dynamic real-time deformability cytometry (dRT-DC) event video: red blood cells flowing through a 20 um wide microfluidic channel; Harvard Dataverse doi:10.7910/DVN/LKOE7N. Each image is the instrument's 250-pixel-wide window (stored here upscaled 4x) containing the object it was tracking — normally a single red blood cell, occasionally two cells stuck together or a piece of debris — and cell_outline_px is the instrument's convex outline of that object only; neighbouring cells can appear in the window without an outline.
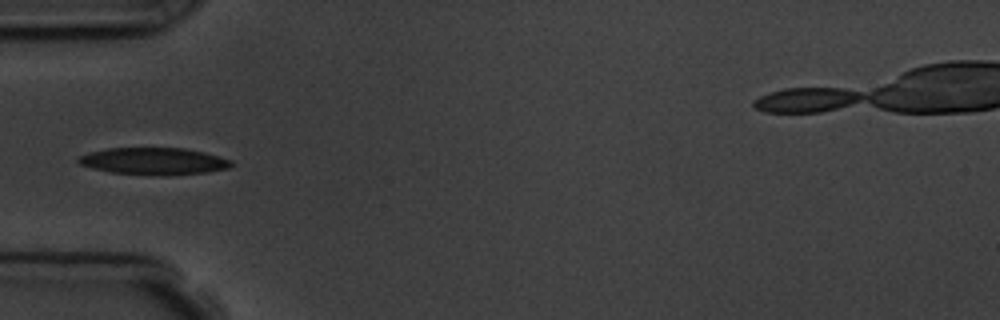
{"species": "common noctule bat (a hibernating species)", "species_latin": "Nyctalus noctula", "temperature_condition": "room temperature", "stored_images_in_passage": 8, "camera_frame_rate_fps": 3000, "um_per_image_px": 0.085, "animal": {"sex": "male", "body_mass_g": 19.5, "forearm_length_mm": 54.6}, "frame": {"image": 1, "passage_image": 4, "time_ms": 3.667, "image_size_px": [1000, 320], "cell_outline_px": [[232, 164], [228, 168], [208, 172], [168, 176], [160, 176], [112, 172], [92, 168], [80, 164], [76, 160], [80, 156], [88, 152], [108, 148], [184, 148], [204, 152], [232, 160]], "centroid_in_image_um": [13.08, 13.7], "position_along_channel_um": 71.9, "area_um2": 24.16}}